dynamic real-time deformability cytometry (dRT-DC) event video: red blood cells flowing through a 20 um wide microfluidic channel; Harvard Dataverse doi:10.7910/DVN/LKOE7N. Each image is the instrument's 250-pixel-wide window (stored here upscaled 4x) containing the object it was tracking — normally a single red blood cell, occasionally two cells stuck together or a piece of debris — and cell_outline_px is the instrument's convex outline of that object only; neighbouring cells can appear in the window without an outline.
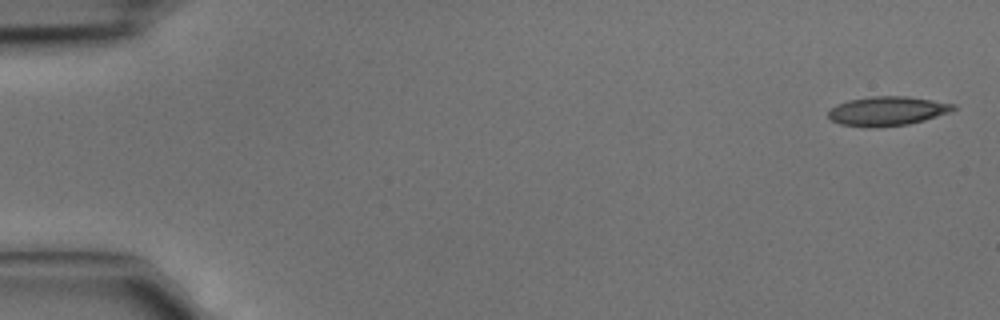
{"species": "common noctule bat (a hibernating species)", "species_latin": "Nyctalus noctula", "temperature_condition": "cold", "stored_images_in_passage": 5, "camera_frame_rate_fps": 3000, "um_per_image_px": 0.085, "animal": {"sex": "male", "body_mass_g": 15.6}, "frame": {"image": 1, "passage_image": 1, "time_ms": 0.0, "image_size_px": [1000, 320], "cell_outline_px": [[956, 108], [952, 112], [924, 120], [908, 124], [876, 128], [840, 124], [832, 120], [828, 116], [828, 112], [836, 104], [848, 100], [872, 96], [908, 96], [956, 104]], "centroid_in_image_um": [75.44, 9.44], "position_along_channel_um": 9.6, "area_um2": 21.39}}
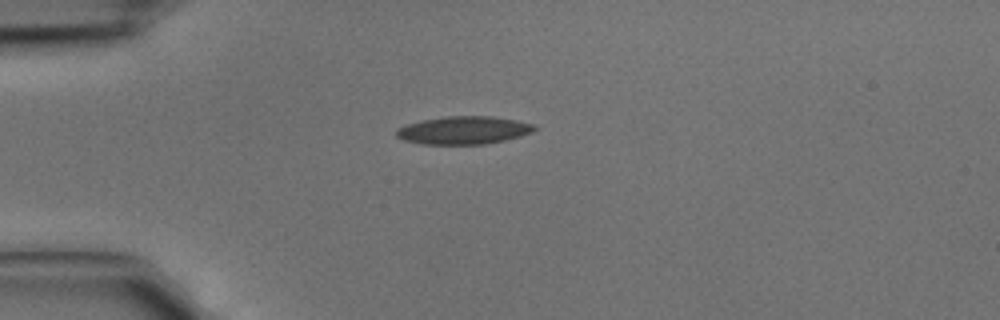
{"frame": {"image": 2, "passage_image": 4, "time_ms": 1.0, "image_size_px": [1000, 320], "cell_outline_px": [[540, 128], [532, 132], [520, 136], [504, 140], [484, 144], [424, 144], [404, 140], [396, 136], [396, 128], [408, 124], [424, 120], [448, 116], [492, 116], [516, 120], [536, 124]], "centroid_in_image_um": [39.46, 11.07], "position_along_channel_um": 45.5, "area_um2": 22.43}}